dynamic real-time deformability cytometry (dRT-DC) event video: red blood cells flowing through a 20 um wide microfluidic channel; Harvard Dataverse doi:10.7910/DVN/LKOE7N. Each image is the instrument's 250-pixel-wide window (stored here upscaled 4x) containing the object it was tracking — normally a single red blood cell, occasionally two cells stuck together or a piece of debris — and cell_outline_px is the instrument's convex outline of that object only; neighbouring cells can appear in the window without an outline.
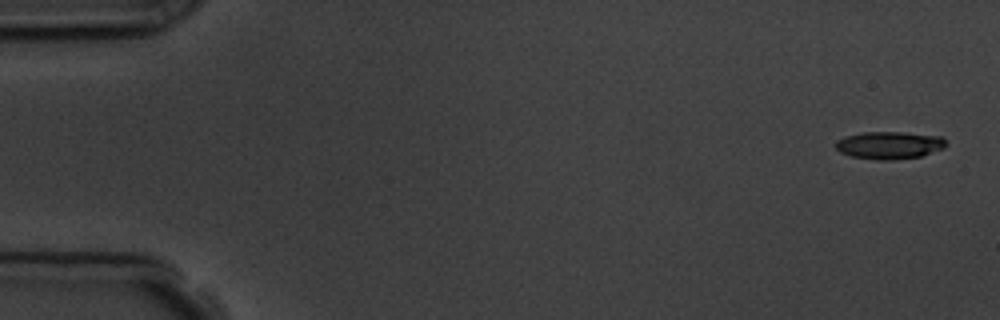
{"species": "common noctule bat (a hibernating species)", "species_latin": "Nyctalus noctula", "temperature_condition": "room temperature", "stored_images_in_passage": 5, "camera_frame_rate_fps": 3000, "um_per_image_px": 0.085, "animal": {"sex": "male", "body_mass_g": 19.5, "forearm_length_mm": 54.6}, "frame": {"image": 1, "passage_image": 1, "time_ms": 0.0, "image_size_px": [1000, 320], "cell_outline_px": [[948, 144], [944, 148], [920, 156], [892, 160], [876, 160], [852, 156], [840, 152], [836, 148], [836, 140], [844, 136], [860, 132], [900, 132], [944, 136]], "centroid_in_image_um": [75.61, 12.33], "position_along_channel_um": 9.4, "area_um2": 17.86}}
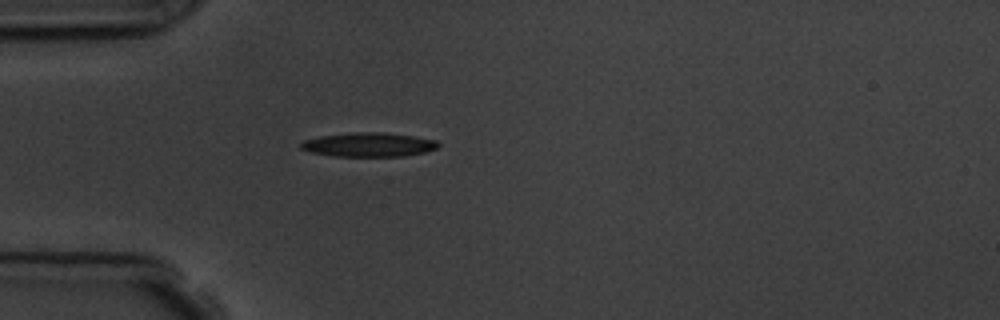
{"frame": {"image": 2, "passage_image": 5, "time_ms": 4.667, "image_size_px": [1000, 320], "cell_outline_px": [[440, 144], [436, 148], [424, 152], [404, 156], [332, 156], [312, 152], [300, 148], [300, 144], [304, 140], [320, 136], [352, 132], [384, 132], [412, 136], [436, 140]], "centroid_in_image_um": [31.33, 12.29], "position_along_channel_um": 53.7, "area_um2": 19.19}}